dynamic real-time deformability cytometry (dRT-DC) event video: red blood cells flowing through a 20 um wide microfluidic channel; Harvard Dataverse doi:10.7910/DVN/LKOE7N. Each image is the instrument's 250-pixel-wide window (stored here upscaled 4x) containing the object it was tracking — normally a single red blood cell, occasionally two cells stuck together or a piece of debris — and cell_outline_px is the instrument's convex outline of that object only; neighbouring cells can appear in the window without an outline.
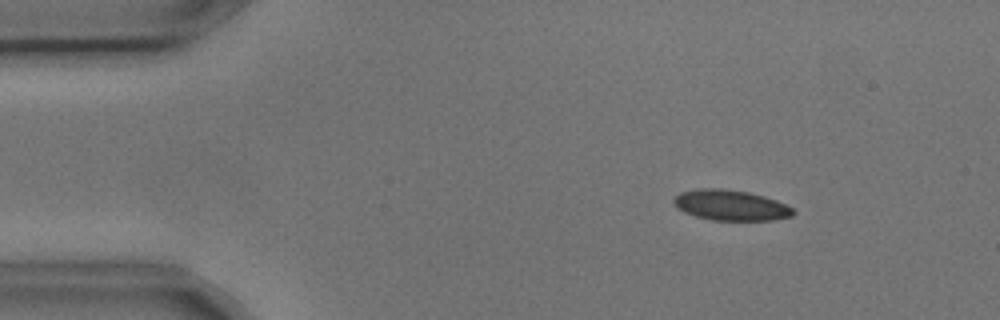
{"species": "common noctule bat (a hibernating species)", "species_latin": "Nyctalus noctula", "temperature_condition": "cold", "stored_images_in_passage": 4, "camera_frame_rate_fps": 3000, "um_per_image_px": 0.085, "animal": {"sex": "male", "body_mass_g": 17.9, "forearm_length_mm": 54.2}, "frame": {"image": 1, "passage_image": 2, "time_ms": 0.333, "image_size_px": [1000, 320], "cell_outline_px": [[796, 212], [792, 216], [776, 220], [712, 220], [696, 216], [684, 212], [676, 208], [672, 200], [680, 192], [696, 188], [724, 188], [748, 192], [764, 196], [776, 200], [792, 208]], "centroid_in_image_um": [62.09, 17.44], "position_along_channel_um": 22.9, "area_um2": 21.39}}
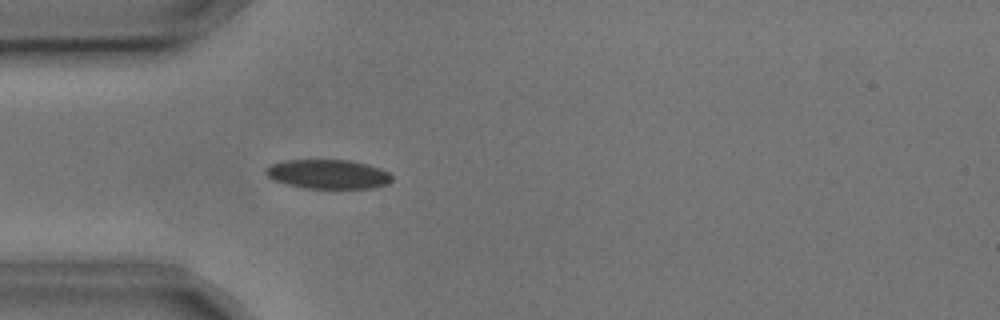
{"frame": {"image": 2, "passage_image": 4, "time_ms": 1.0, "image_size_px": [1000, 320], "cell_outline_px": [[392, 180], [388, 184], [376, 188], [304, 188], [284, 184], [272, 180], [264, 172], [264, 168], [268, 164], [284, 160], [348, 160], [368, 164], [380, 168], [388, 172], [392, 176]], "centroid_in_image_um": [27.84, 14.8], "position_along_channel_um": 57.2, "area_um2": 21.85}}